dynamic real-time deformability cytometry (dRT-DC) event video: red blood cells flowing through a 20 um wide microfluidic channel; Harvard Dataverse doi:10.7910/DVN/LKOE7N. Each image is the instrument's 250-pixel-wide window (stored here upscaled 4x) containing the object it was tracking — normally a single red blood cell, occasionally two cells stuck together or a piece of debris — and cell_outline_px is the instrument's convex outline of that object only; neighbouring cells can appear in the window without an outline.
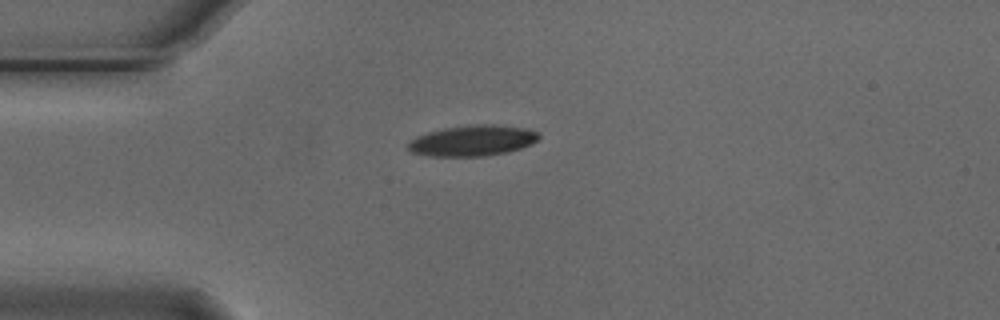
{"species": "Egyptian fruit bat (a non-hibernating species)", "species_latin": "Rousettus aegyptiacus", "temperature_condition": "cold", "stored_images_in_passage": 4, "camera_frame_rate_fps": 3000, "um_per_image_px": 0.085, "animal": {"sex": "male"}, "frame": {"image": 1, "passage_image": 1, "time_ms": 0.0, "image_size_px": [1000, 320], "cell_outline_px": [[540, 136], [536, 140], [520, 148], [508, 152], [484, 156], [428, 156], [412, 152], [408, 148], [408, 140], [416, 136], [428, 132], [444, 128], [472, 124], [492, 124], [528, 128], [540, 132]], "centroid_in_image_um": [40.15, 11.94], "position_along_channel_um": 44.8, "area_um2": 23.52}}
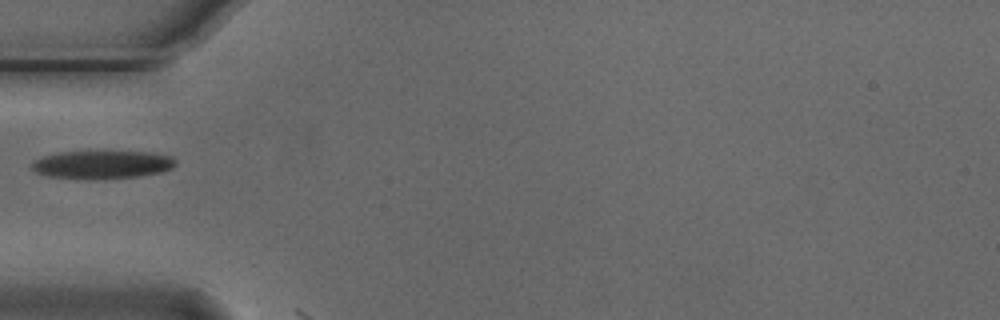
{"frame": {"image": 2, "passage_image": 2, "time_ms": 0.333, "image_size_px": [1000, 320], "cell_outline_px": [[176, 164], [172, 168], [160, 172], [140, 176], [92, 180], [88, 180], [48, 176], [36, 172], [32, 168], [32, 164], [36, 160], [44, 156], [60, 152], [152, 152], [172, 156], [176, 160]], "centroid_in_image_um": [8.72, 14.0], "position_along_channel_um": 76.3, "area_um2": 23.58}}
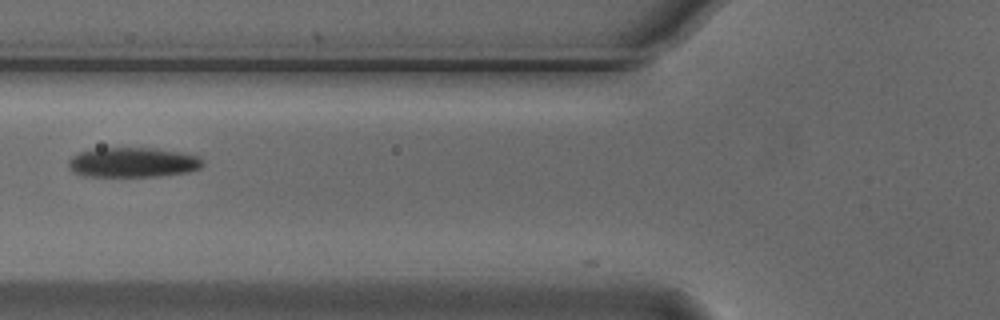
{"frame": {"image": 3, "passage_image": 3, "time_ms": 0.667, "image_size_px": [1000, 320], "cell_outline_px": [[204, 164], [200, 168], [188, 172], [160, 176], [84, 176], [68, 168], [68, 160], [76, 152], [96, 148], [152, 148], [200, 156]], "centroid_in_image_um": [11.26, 13.8], "position_along_channel_um": 114.5, "area_um2": 23.35}}